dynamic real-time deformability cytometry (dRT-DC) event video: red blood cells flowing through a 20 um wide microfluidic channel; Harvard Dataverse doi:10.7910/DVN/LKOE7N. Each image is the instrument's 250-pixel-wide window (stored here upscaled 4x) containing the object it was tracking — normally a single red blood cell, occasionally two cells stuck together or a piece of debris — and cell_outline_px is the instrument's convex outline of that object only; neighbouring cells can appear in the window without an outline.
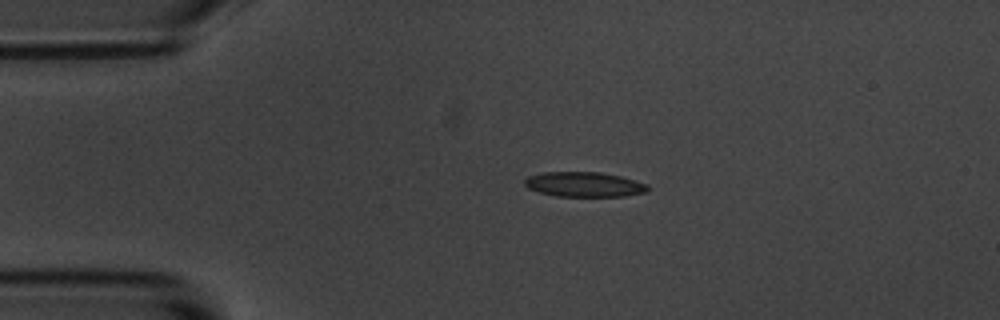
{"species": "common noctule bat (a hibernating species)", "species_latin": "Nyctalus noctula", "temperature_condition": "room temperature", "stored_images_in_passage": 44, "camera_frame_rate_fps": 3000, "um_per_image_px": 0.085, "animal": {"sex": "male", "body_mass_g": 20.1, "forearm_length_mm": 53.5}, "frame": {"image": 1, "passage_image": 1, "time_ms": 0.0, "image_size_px": [1000, 320], "cell_outline_px": [[648, 192], [624, 196], [556, 196], [540, 192], [528, 188], [524, 184], [524, 180], [528, 176], [544, 172], [600, 172], [620, 176], [648, 184]], "centroid_in_image_um": [49.66, 15.67], "position_along_channel_um": 35.3, "area_um2": 17.8}}
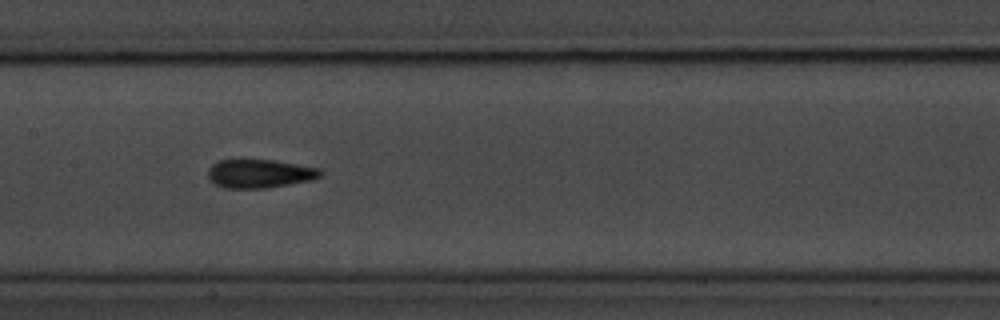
{"frame": {"image": 2, "passage_image": 16, "time_ms": 5.0, "image_size_px": [1000, 320], "cell_outline_px": [[324, 176], [312, 180], [268, 188], [224, 188], [208, 180], [208, 168], [212, 164], [220, 160], [272, 160], [320, 168], [324, 172]], "centroid_in_image_um": [22.1, 14.76], "position_along_channel_um": 185.3, "area_um2": 18.9}}
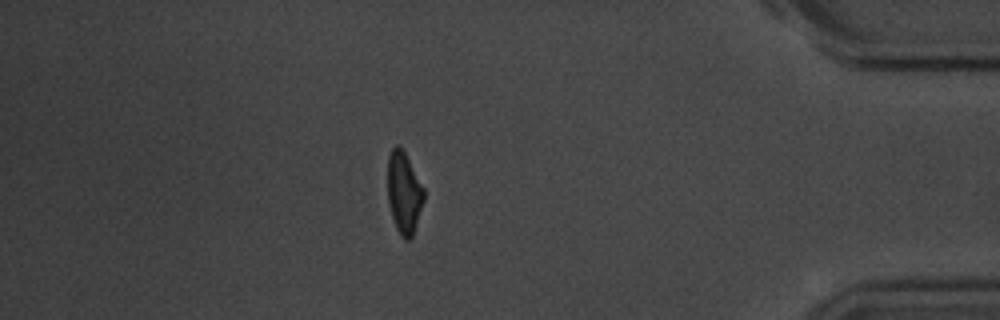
{"frame": {"image": 3, "passage_image": 37, "time_ms": 12.0, "image_size_px": [1000, 320], "cell_outline_px": [[424, 200], [412, 236], [408, 240], [404, 240], [400, 236], [396, 228], [388, 204], [388, 156], [392, 148], [396, 144], [400, 144], [424, 188]], "centroid_in_image_um": [34.33, 16.37], "position_along_channel_um": 400.9, "area_um2": 17.22}, "authors_computed_cell_mechanics": {"area_um2": 18.0047, "velocity_mm_per_s": 3.6697, "shape_relaxation_time_tau1_ms": 5.2068, "shape_relaxation_time_tau2_ms": 3.8766, "deformation_change_tau1": 0.1727, "deformation_change_tau2": 0.0941}}